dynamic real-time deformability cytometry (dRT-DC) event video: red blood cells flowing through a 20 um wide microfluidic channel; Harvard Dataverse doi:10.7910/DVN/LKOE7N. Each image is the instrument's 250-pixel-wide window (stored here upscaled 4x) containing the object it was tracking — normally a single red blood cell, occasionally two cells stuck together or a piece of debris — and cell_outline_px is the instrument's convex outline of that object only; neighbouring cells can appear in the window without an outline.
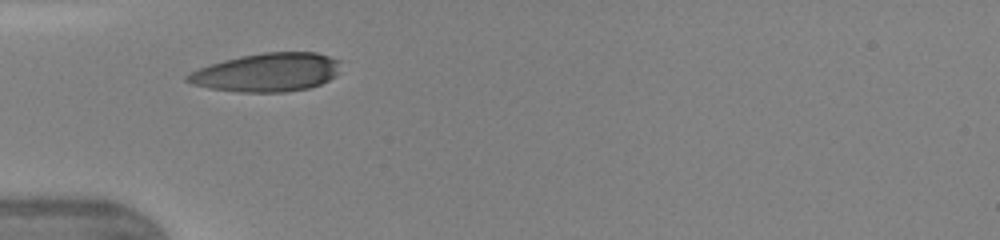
{"species": "human", "species_latin": "Homo sapiens", "temperature_condition": "warm", "stored_images_in_passage": 32, "camera_frame_rate_fps": 3000, "um_per_image_px": 0.085, "donor": {"sex": "female"}, "frame": {"image": 1, "passage_image": 1, "time_ms": 0.0, "image_size_px": [1000, 240], "cell_outline_px": [[340, 72], [336, 76], [320, 84], [308, 88], [284, 92], [236, 92], [208, 88], [192, 84], [184, 80], [184, 76], [188, 72], [224, 60], [240, 56], [264, 52], [316, 52], [340, 60]], "centroid_in_image_um": [22.69, 6.15], "position_along_channel_um": 62.3, "area_um2": 34.62}}
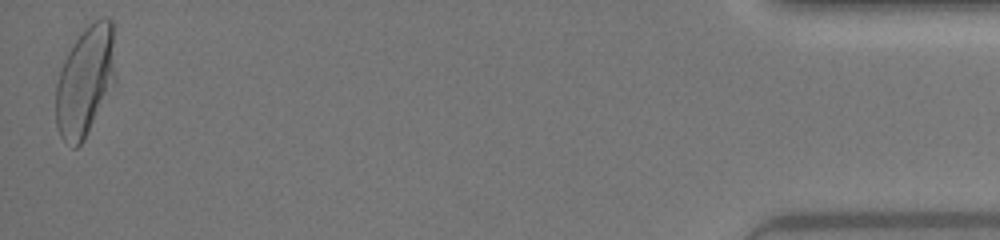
{"frame": {"image": 2, "passage_image": 32, "time_ms": 10.333, "image_size_px": [1000, 240], "cell_outline_px": [[116, 80], [84, 140], [76, 148], [72, 148], [60, 136], [56, 128], [56, 84], [64, 60], [68, 52], [84, 28], [88, 24], [104, 16], [112, 20]], "centroid_in_image_um": [7.25, 6.9], "position_along_channel_um": 428.0, "area_um2": 38.21}, "authors_computed_cell_mechanics": {"area_um2": 34.5644, "velocity_mm_per_s": 4.3604, "shape_relaxation_time_tau1_ms": 2.7359, "shape_relaxation_time_tau2_ms": null, "deformation_change_tau1": 0.164, "deformation_change_tau2": null}}